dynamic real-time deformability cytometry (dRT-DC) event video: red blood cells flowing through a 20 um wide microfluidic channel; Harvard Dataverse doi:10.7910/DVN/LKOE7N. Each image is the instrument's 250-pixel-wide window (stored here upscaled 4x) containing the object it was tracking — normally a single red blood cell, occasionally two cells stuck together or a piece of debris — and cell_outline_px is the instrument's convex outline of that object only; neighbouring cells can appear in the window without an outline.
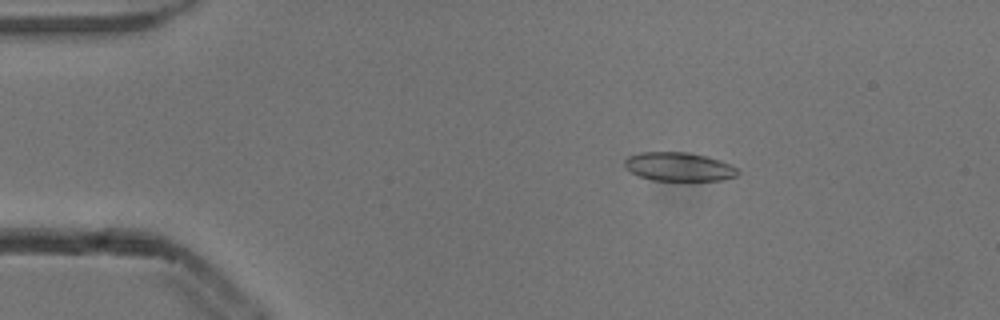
{"species": "common noctule bat (a hibernating species)", "species_latin": "Nyctalus noctula", "temperature_condition": "cold", "stored_images_in_passage": 5, "camera_frame_rate_fps": 3000, "um_per_image_px": 0.085, "animal": {"sex": "male", "body_mass_g": 13.3}, "frame": {"image": 1, "passage_image": 3, "time_ms": 0.667, "image_size_px": [1000, 320], "cell_outline_px": [[740, 172], [736, 176], [724, 180], [652, 180], [640, 176], [624, 168], [624, 160], [628, 156], [640, 152], [688, 152], [720, 160], [736, 168]], "centroid_in_image_um": [57.67, 14.17], "position_along_channel_um": 27.3, "area_um2": 18.84}}
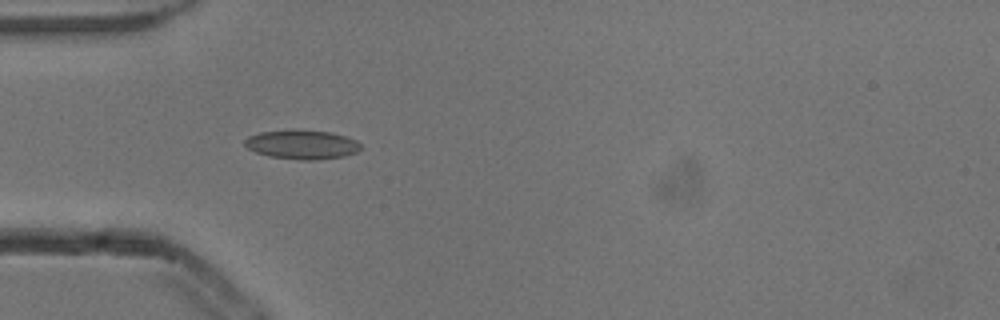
{"frame": {"image": 2, "passage_image": 5, "time_ms": 1.333, "image_size_px": [1000, 320], "cell_outline_px": [[364, 148], [356, 152], [344, 156], [316, 160], [300, 160], [268, 156], [256, 152], [248, 148], [244, 144], [244, 140], [248, 136], [260, 132], [332, 132], [356, 140]], "centroid_in_image_um": [25.7, 12.33], "position_along_channel_um": 59.3, "area_um2": 19.07}}